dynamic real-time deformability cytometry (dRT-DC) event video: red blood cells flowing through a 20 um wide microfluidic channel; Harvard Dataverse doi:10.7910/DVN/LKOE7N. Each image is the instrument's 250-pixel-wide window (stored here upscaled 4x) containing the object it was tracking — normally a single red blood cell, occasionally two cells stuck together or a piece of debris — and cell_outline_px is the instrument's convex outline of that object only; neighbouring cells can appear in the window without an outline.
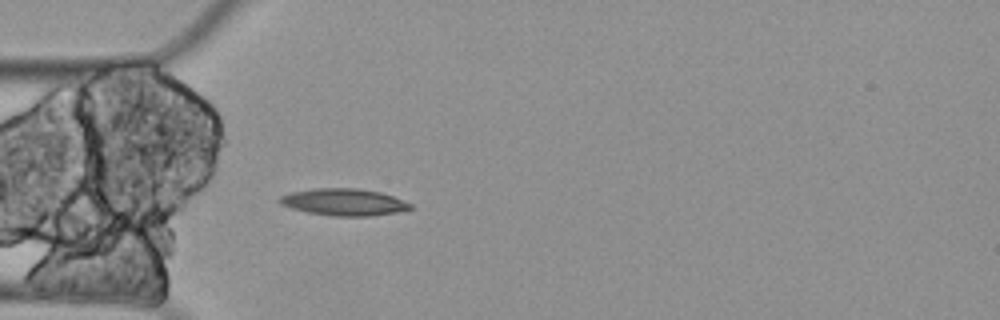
{"species": "Egyptian fruit bat (a non-hibernating species)", "species_latin": "Rousettus aegyptiacus", "temperature_condition": "cold", "stored_images_in_passage": 5, "camera_frame_rate_fps": 3000, "um_per_image_px": 0.085, "animal": {"sex": "female"}, "frame": {"image": 1, "passage_image": 5, "time_ms": 1.333, "image_size_px": [1000, 320], "cell_outline_px": [[412, 208], [396, 212], [368, 216], [332, 216], [308, 212], [292, 208], [280, 204], [276, 200], [280, 196], [292, 192], [312, 188], [356, 188], [380, 192], [392, 196], [412, 204]], "centroid_in_image_um": [29.19, 17.17], "position_along_channel_um": 55.8, "area_um2": 20.4}}